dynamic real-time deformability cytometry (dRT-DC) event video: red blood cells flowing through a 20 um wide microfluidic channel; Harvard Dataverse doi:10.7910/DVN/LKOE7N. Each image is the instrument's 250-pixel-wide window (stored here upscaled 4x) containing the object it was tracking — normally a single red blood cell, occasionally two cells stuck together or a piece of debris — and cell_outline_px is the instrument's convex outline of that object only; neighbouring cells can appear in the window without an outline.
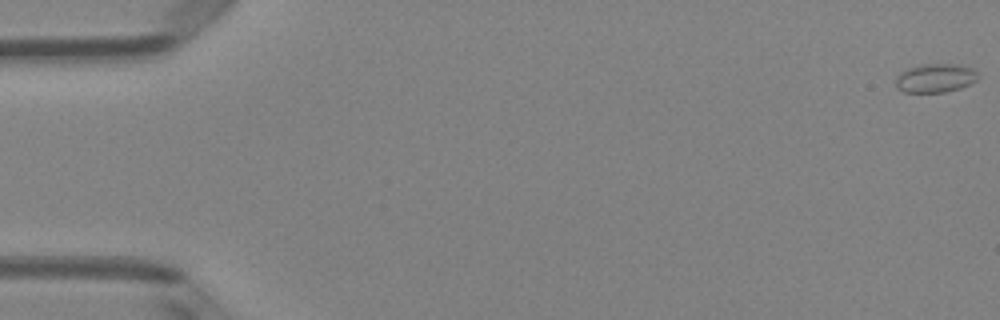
{"species": "Egyptian fruit bat (a non-hibernating species)", "species_latin": "Rousettus aegyptiacus", "temperature_condition": "room temperature", "stored_images_in_passage": 15, "camera_frame_rate_fps": 3000, "um_per_image_px": 0.085, "animal": {"sex": "female"}, "frame": {"image": 1, "passage_image": 1, "time_ms": 0.0, "image_size_px": [1000, 320], "cell_outline_px": [[980, 76], [976, 80], [960, 88], [944, 92], [904, 92], [896, 88], [896, 76], [900, 72], [908, 68], [920, 64], [960, 64], [972, 68]], "centroid_in_image_um": [79.49, 6.62], "position_along_channel_um": 5.5, "area_um2": 13.87}}
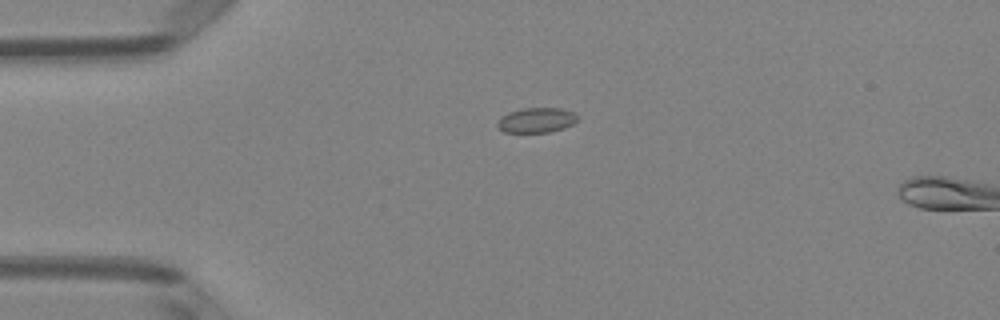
{"frame": {"image": 2, "passage_image": 13, "time_ms": 4.0, "image_size_px": [1000, 320], "cell_outline_px": [[576, 120], [572, 124], [564, 128], [548, 132], [504, 132], [496, 124], [500, 116], [508, 112], [520, 108], [560, 108], [572, 112], [576, 116]], "centroid_in_image_um": [45.54, 10.2], "position_along_channel_um": 39.5, "area_um2": 11.56}}